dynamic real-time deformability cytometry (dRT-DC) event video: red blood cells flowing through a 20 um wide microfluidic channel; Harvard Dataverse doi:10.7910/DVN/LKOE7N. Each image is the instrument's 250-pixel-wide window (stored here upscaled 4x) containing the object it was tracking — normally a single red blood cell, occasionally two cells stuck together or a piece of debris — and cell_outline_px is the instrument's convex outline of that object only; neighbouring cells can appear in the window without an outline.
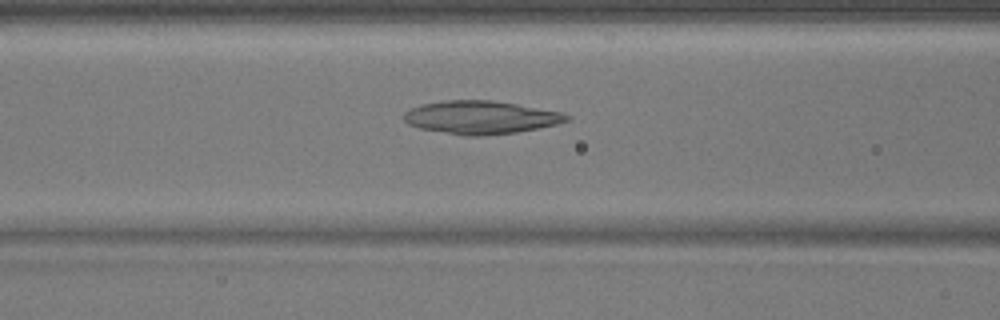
{"species": "common noctule bat (a hibernating species)", "species_latin": "Nyctalus noctula", "temperature_condition": "warm", "stored_images_in_passage": 51, "camera_frame_rate_fps": 3000, "um_per_image_px": 0.085, "animal": {"sex": "male", "body_mass_g": 17.9}, "frame": {"image": 1, "passage_image": 21, "time_ms": 6.667, "image_size_px": [1000, 320], "cell_outline_px": [[572, 116], [568, 120], [556, 124], [516, 132], [480, 136], [464, 136], [420, 128], [408, 124], [404, 120], [404, 112], [420, 104], [444, 100], [492, 100], [516, 104], [560, 112]], "centroid_in_image_um": [40.83, 9.97], "position_along_channel_um": 125.8, "area_um2": 31.21}}
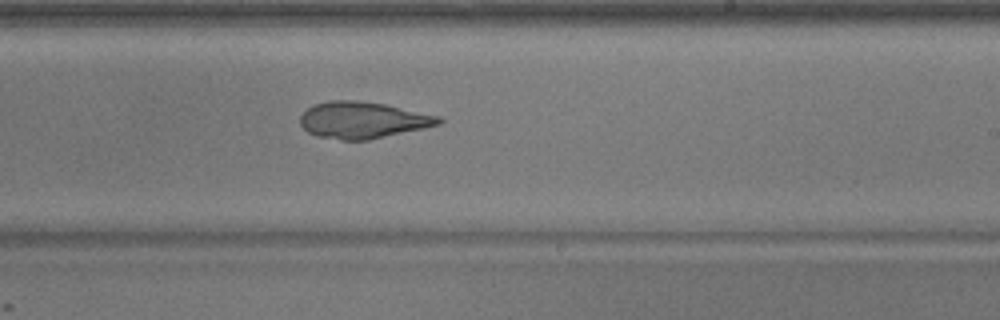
{"frame": {"image": 2, "passage_image": 31, "time_ms": 10.0, "image_size_px": [1000, 320], "cell_outline_px": [[444, 120], [440, 124], [424, 128], [368, 140], [340, 140], [316, 136], [308, 132], [300, 124], [300, 116], [312, 104], [328, 100], [360, 100], [384, 104], [440, 116]], "centroid_in_image_um": [30.81, 10.2], "position_along_channel_um": 258.2, "area_um2": 29.65}}
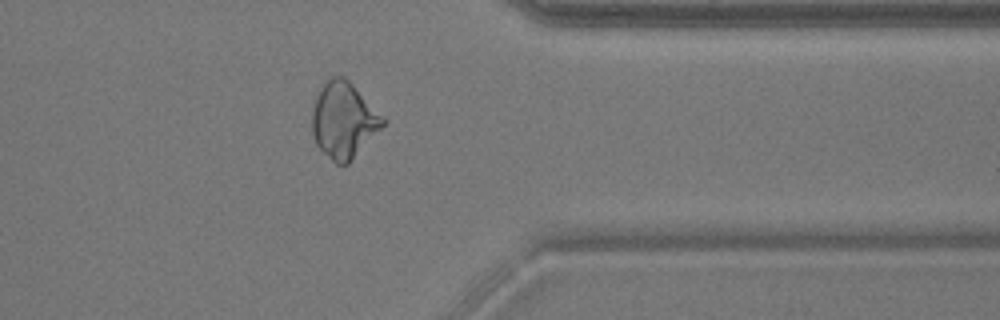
{"frame": {"image": 3, "passage_image": 41, "time_ms": 13.333, "image_size_px": [1000, 320], "cell_outline_px": [[388, 120], [348, 164], [336, 164], [316, 144], [312, 132], [312, 108], [316, 96], [320, 88], [332, 76], [344, 76]], "centroid_in_image_um": [29.21, 10.21], "position_along_channel_um": 382.2, "area_um2": 31.04}}